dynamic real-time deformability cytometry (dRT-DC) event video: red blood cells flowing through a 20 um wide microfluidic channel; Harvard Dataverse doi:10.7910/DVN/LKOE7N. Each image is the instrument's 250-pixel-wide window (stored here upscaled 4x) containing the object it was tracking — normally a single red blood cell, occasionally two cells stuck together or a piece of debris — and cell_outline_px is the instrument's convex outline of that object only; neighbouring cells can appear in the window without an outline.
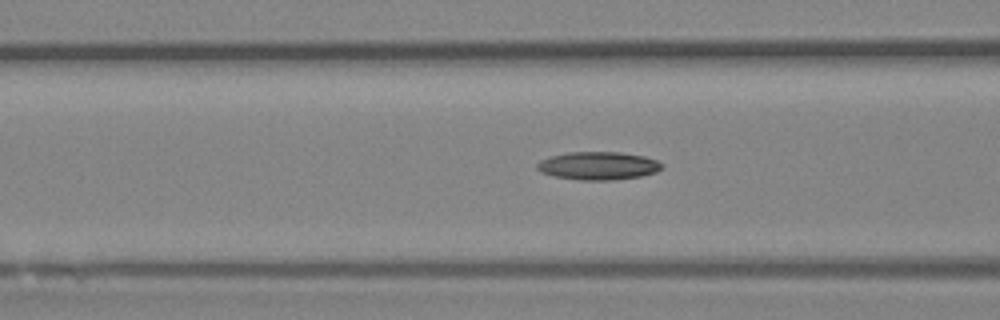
{"species": "Egyptian fruit bat (a non-hibernating species)", "species_latin": "Rousettus aegyptiacus", "temperature_condition": "room temperature", "stored_images_in_passage": 48, "camera_frame_rate_fps": 3000, "um_per_image_px": 0.085, "animal": {"sex": "female"}, "frame": {"image": 1, "passage_image": 17, "time_ms": 5.333, "image_size_px": [1000, 320], "cell_outline_px": [[664, 168], [656, 172], [640, 176], [616, 180], [580, 180], [552, 176], [540, 172], [536, 168], [536, 164], [540, 160], [548, 156], [568, 152], [620, 152], [644, 156], [656, 160], [664, 164]], "centroid_in_image_um": [50.83, 14.09], "position_along_channel_um": 115.8, "area_um2": 20.69}}
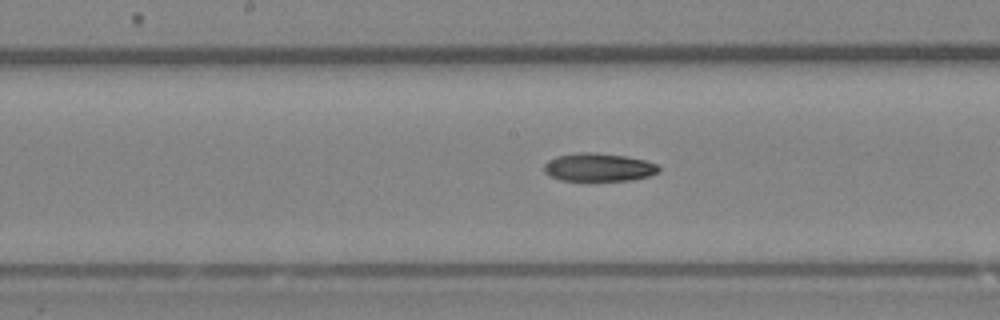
{"frame": {"image": 2, "passage_image": 23, "time_ms": 7.333, "image_size_px": [1000, 320], "cell_outline_px": [[660, 172], [648, 176], [632, 180], [560, 180], [548, 176], [544, 172], [544, 164], [548, 160], [556, 156], [576, 152], [592, 152], [624, 156], [644, 160], [656, 164], [660, 168]], "centroid_in_image_um": [50.85, 14.21], "position_along_channel_um": 197.4, "area_um2": 18.84}}
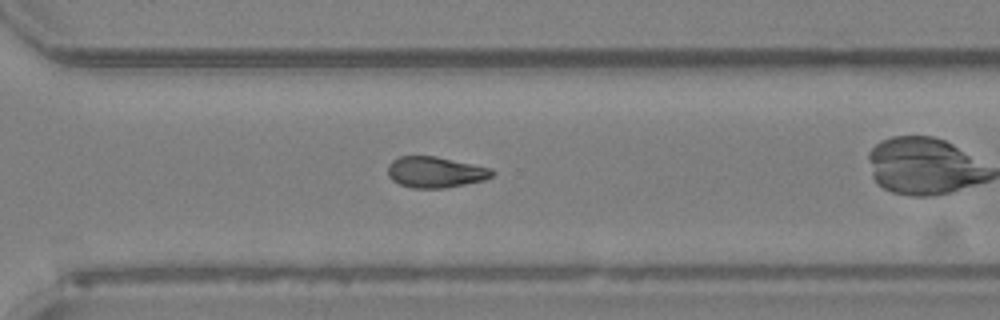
{"frame": {"image": 3, "passage_image": 33, "time_ms": 10.667, "image_size_px": [1000, 320], "cell_outline_px": [[496, 172], [492, 176], [484, 180], [444, 188], [412, 188], [400, 184], [392, 180], [388, 176], [388, 164], [392, 160], [400, 156], [436, 156], [492, 168]], "centroid_in_image_um": [37.0, 14.63], "position_along_channel_um": 333.6, "area_um2": 18.9}}